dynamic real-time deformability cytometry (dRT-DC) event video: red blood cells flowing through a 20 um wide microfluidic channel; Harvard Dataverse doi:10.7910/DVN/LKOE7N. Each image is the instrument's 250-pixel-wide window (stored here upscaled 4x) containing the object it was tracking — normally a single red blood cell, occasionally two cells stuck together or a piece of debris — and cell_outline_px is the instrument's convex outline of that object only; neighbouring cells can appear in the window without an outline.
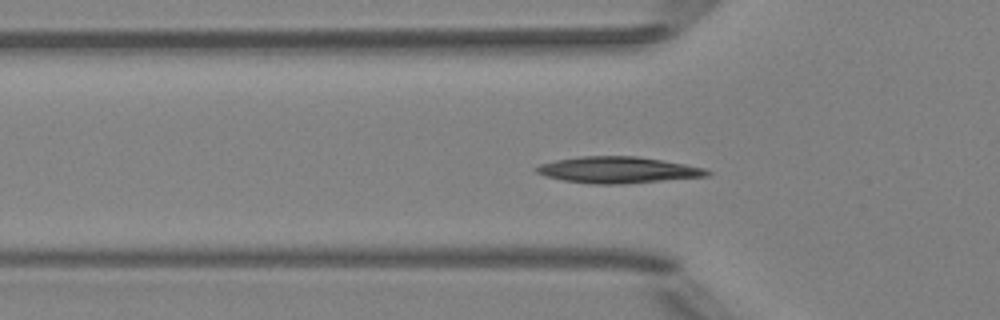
{"species": "Egyptian fruit bat (a non-hibernating species)", "species_latin": "Rousettus aegyptiacus", "temperature_condition": "room temperature", "stored_images_in_passage": 52, "camera_frame_rate_fps": 3000, "um_per_image_px": 0.085, "animal": {"sex": "female"}, "frame": {"image": 1, "passage_image": 17, "time_ms": 5.333, "image_size_px": [1000, 320], "cell_outline_px": [[712, 172], [708, 176], [620, 184], [592, 184], [564, 180], [544, 176], [536, 172], [536, 168], [540, 164], [556, 160], [580, 156], [636, 156], [684, 164], [704, 168]], "centroid_in_image_um": [52.5, 14.44], "position_along_channel_um": 73.3, "area_um2": 25.95}}
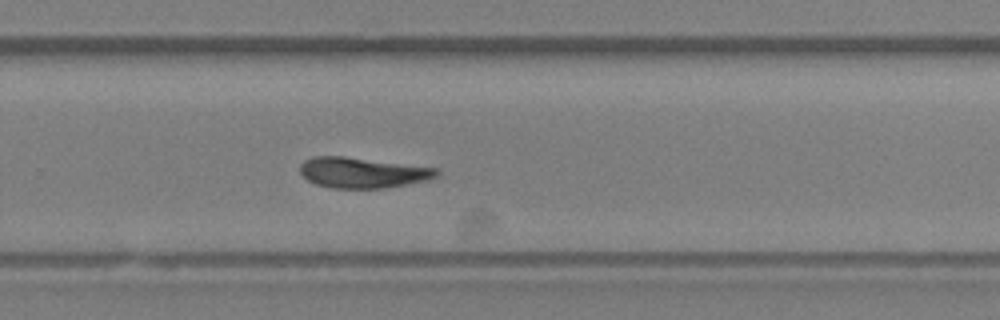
{"frame": {"image": 2, "passage_image": 34, "time_ms": 11.0, "image_size_px": [1000, 320], "cell_outline_px": [[440, 172], [436, 176], [428, 180], [384, 188], [332, 188], [316, 184], [308, 180], [300, 172], [300, 164], [304, 160], [312, 156], [344, 156], [440, 168]], "centroid_in_image_um": [30.82, 14.66], "position_along_channel_um": 299.0, "area_um2": 24.39}}
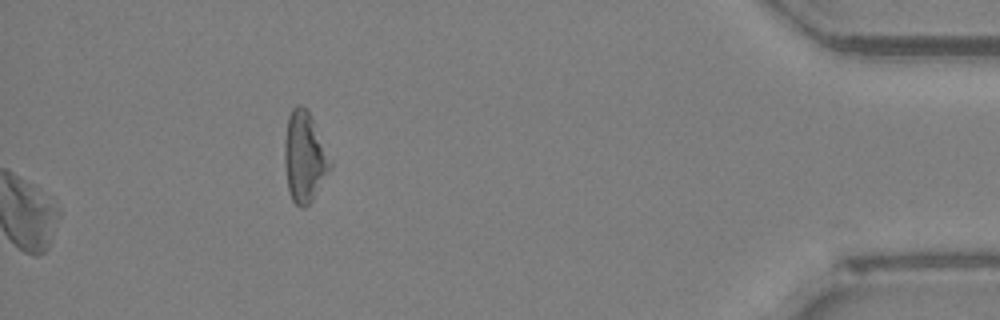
{"frame": {"image": 3, "passage_image": 52, "time_ms": 17.0, "image_size_px": [1000, 320], "cell_outline_px": [[332, 164], [312, 200], [304, 208], [300, 208], [292, 200], [288, 192], [284, 164], [284, 140], [288, 116], [292, 108], [300, 104], [312, 116], [332, 160]], "centroid_in_image_um": [25.86, 13.33], "position_along_channel_um": 409.3, "area_um2": 24.16}, "authors_computed_cell_mechanics": {"area_um2": 25.0852, "velocity_mm_per_s": 3.9902, "shape_relaxation_time_tau1_ms": 4.7066, "shape_relaxation_time_tau2_ms": 8.3354, "deformation_change_tau1": 0.119, "deformation_change_tau2": 0.1476}}